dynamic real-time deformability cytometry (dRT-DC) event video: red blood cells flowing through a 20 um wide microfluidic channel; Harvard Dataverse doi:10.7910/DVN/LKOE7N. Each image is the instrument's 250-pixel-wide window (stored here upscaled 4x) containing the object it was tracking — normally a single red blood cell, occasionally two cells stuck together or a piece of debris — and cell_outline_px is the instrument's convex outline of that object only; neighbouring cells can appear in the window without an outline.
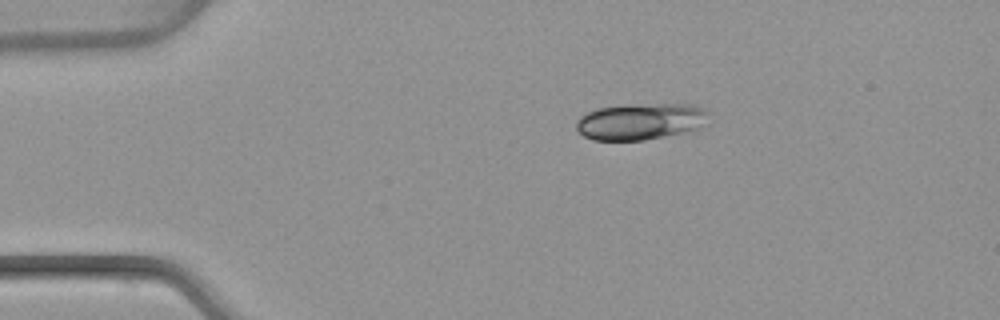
{"species": "common noctule bat (a hibernating species)", "species_latin": "Nyctalus noctula", "temperature_condition": "warm", "stored_images_in_passage": 42, "camera_frame_rate_fps": 3000, "um_per_image_px": 0.085, "animal": {"sex": "female", "body_mass_g": 22.7, "forearm_length_mm": 54.2}, "frame": {"image": 1, "passage_image": 1, "time_ms": 0.0, "image_size_px": [1000, 320], "cell_outline_px": [[708, 124], [696, 132], [644, 140], [592, 140], [584, 136], [576, 128], [576, 120], [580, 116], [596, 108], [628, 104], [692, 104], [704, 108], [708, 112]], "centroid_in_image_um": [54.54, 10.33], "position_along_channel_um": 30.5, "area_um2": 29.07}}
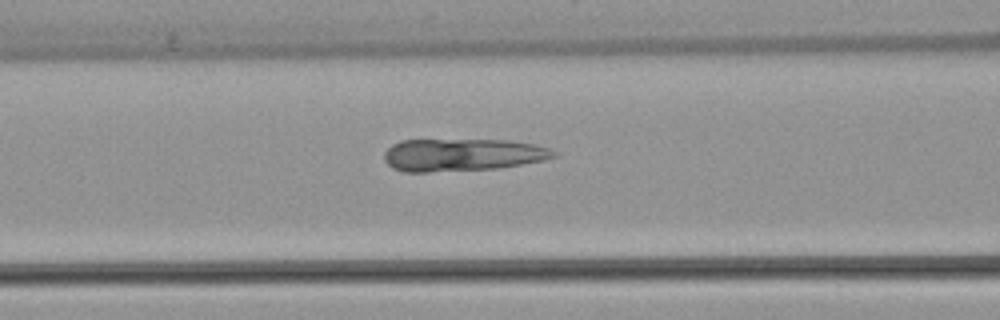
{"frame": {"image": 2, "passage_image": 12, "time_ms": 3.667, "image_size_px": [1000, 320], "cell_outline_px": [[560, 156], [544, 160], [496, 168], [428, 172], [404, 172], [392, 168], [384, 160], [384, 152], [392, 144], [400, 140], [508, 140], [536, 144], [560, 152]], "centroid_in_image_um": [39.32, 13.15], "position_along_channel_um": 127.3, "area_um2": 32.31}}
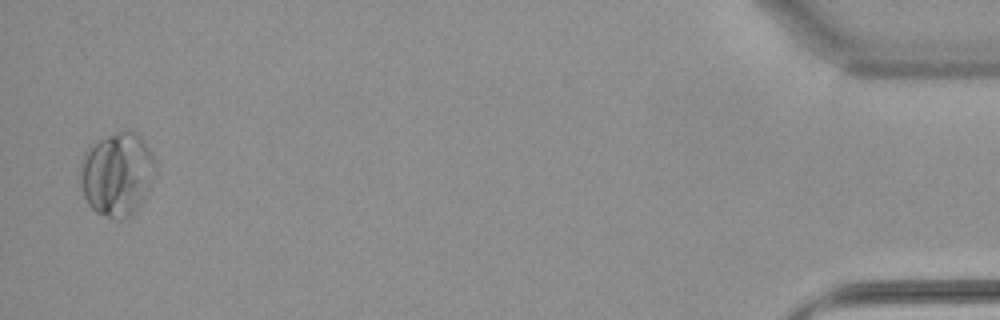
{"frame": {"image": 3, "passage_image": 41, "time_ms": 13.333, "image_size_px": [1000, 320], "cell_outline_px": [[156, 172], [140, 204], [124, 220], [116, 220], [96, 212], [88, 204], [84, 196], [80, 184], [80, 164], [84, 152], [88, 148], [100, 140], [116, 132], [128, 128], [136, 132], [140, 136], [156, 160]], "centroid_in_image_um": [9.94, 14.78], "position_along_channel_um": 425.3, "area_um2": 36.59}}